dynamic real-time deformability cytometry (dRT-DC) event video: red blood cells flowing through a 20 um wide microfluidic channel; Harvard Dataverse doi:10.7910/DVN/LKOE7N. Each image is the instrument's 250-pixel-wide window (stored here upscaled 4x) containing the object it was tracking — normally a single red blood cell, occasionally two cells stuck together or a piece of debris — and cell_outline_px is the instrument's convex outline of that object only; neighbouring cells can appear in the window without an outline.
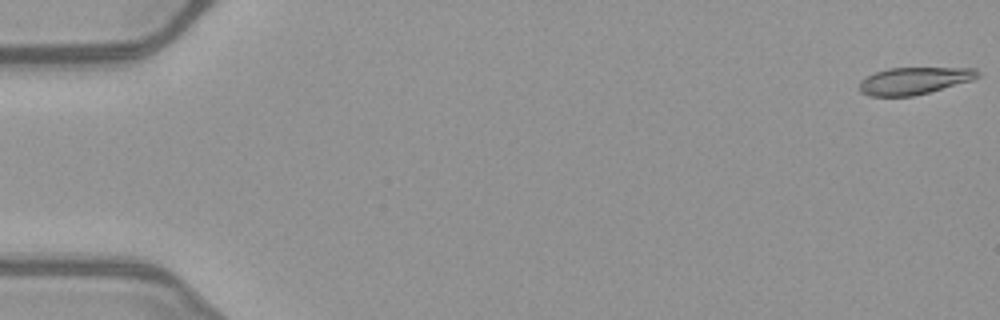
{"species": "common noctule bat (a hibernating species)", "species_latin": "Nyctalus noctula", "temperature_condition": "warm", "stored_images_in_passage": 8, "camera_frame_rate_fps": 3000, "um_per_image_px": 0.085, "animal": {"sex": "female", "body_mass_g": 21.9}, "frame": {"image": 1, "passage_image": 1, "time_ms": 0.0, "image_size_px": [1000, 320], "cell_outline_px": [[980, 76], [972, 80], [928, 92], [912, 96], [868, 96], [860, 92], [860, 80], [876, 72], [888, 68], [976, 68], [980, 72]], "centroid_in_image_um": [77.7, 6.86], "position_along_channel_um": 7.3, "area_um2": 18.55}}